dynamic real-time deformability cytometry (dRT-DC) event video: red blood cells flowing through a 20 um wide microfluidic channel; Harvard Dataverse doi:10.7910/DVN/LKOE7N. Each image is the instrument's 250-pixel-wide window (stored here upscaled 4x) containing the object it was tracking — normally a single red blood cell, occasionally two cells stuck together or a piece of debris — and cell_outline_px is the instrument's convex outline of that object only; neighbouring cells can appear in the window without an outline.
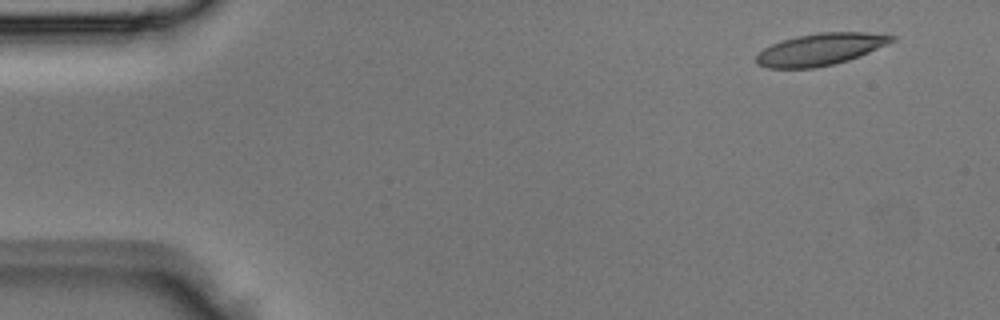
{"species": "Egyptian fruit bat (a non-hibernating species)", "species_latin": "Rousettus aegyptiacus", "temperature_condition": "room temperature", "stored_images_in_passage": 4, "camera_frame_rate_fps": 3000, "um_per_image_px": 0.085, "animal": {"sex": "male"}, "frame": {"image": 1, "passage_image": 1, "time_ms": 0.0, "image_size_px": [1000, 320], "cell_outline_px": [[896, 40], [888, 44], [860, 56], [848, 60], [816, 68], [768, 68], [756, 64], [756, 56], [764, 48], [772, 44], [796, 36], [820, 32], [864, 32], [896, 36]], "centroid_in_image_um": [69.74, 4.19], "position_along_channel_um": 15.3, "area_um2": 25.14}}
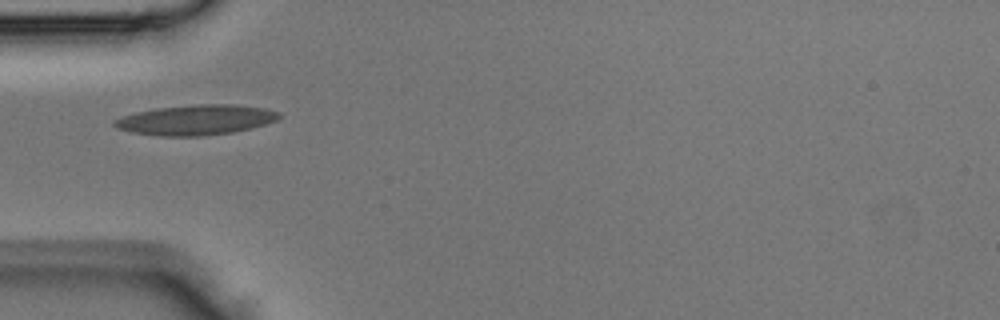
{"frame": {"image": 2, "passage_image": 4, "time_ms": 1.0, "image_size_px": [1000, 320], "cell_outline_px": [[280, 116], [276, 120], [252, 128], [232, 132], [204, 136], [160, 136], [132, 132], [116, 128], [112, 124], [112, 120], [136, 112], [156, 108], [196, 104], [236, 104], [264, 108], [280, 112]], "centroid_in_image_um": [16.64, 10.19], "position_along_channel_um": 68.4, "area_um2": 28.96}}